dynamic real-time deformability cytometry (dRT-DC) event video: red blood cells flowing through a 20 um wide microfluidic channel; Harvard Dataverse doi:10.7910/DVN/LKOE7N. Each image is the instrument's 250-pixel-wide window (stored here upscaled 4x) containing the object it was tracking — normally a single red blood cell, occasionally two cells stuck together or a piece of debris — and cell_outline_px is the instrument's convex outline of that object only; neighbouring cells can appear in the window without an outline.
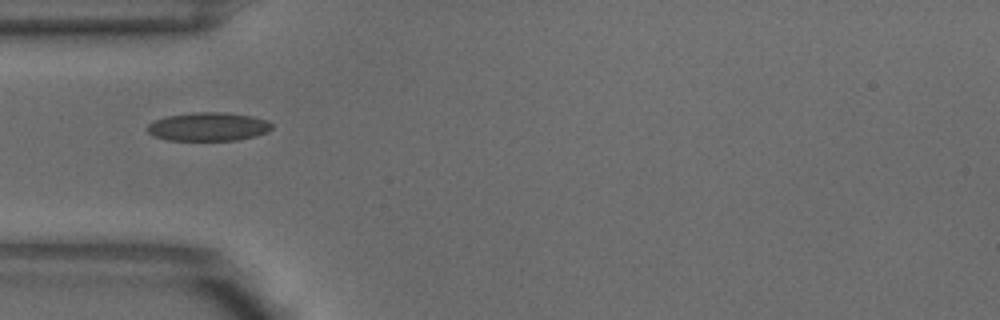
{"species": "common noctule bat (a hibernating species)", "species_latin": "Nyctalus noctula", "temperature_condition": "warm", "stored_images_in_passage": 6, "camera_frame_rate_fps": 3000, "um_per_image_px": 0.085, "animal": {"sex": "male", "body_mass_g": 18.8}, "frame": {"image": 1, "passage_image": 4, "time_ms": 1.0, "image_size_px": [1000, 320], "cell_outline_px": [[272, 128], [268, 132], [256, 136], [236, 140], [168, 140], [152, 136], [148, 132], [148, 124], [152, 120], [168, 116], [192, 112], [224, 112], [252, 116], [268, 120], [272, 124]], "centroid_in_image_um": [17.71, 10.76], "position_along_channel_um": 67.3, "area_um2": 20.87}}